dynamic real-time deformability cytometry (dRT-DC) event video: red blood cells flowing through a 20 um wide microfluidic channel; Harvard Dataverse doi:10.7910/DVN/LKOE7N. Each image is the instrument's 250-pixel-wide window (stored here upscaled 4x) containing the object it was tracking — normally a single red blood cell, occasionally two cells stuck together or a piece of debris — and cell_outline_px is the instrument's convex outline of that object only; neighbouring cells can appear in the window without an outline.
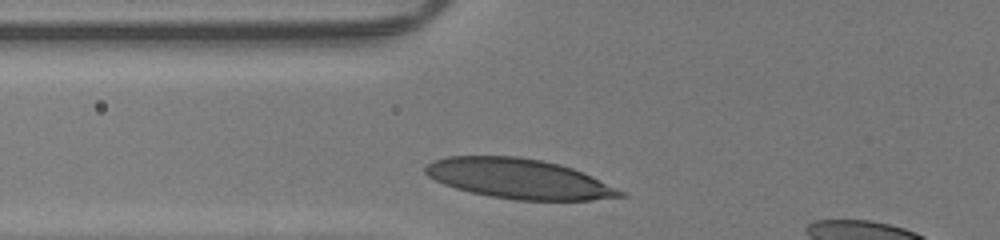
{"species": "human", "species_latin": "Homo sapiens", "temperature_condition": "room temperature", "stored_images_in_passage": 29, "camera_frame_rate_fps": 3000, "um_per_image_px": 0.085, "donor": {"sex": "male"}, "frame": {"image": 1, "passage_image": 7, "time_ms": 2.0, "image_size_px": [1000, 240], "cell_outline_px": [[628, 196], [592, 200], [516, 200], [488, 196], [456, 188], [444, 184], [428, 176], [424, 172], [424, 168], [432, 160], [448, 156], [516, 156], [540, 160], [560, 164], [572, 168], [592, 176], [628, 192]], "centroid_in_image_um": [44.15, 15.19], "position_along_channel_um": 81.7, "area_um2": 45.43}}
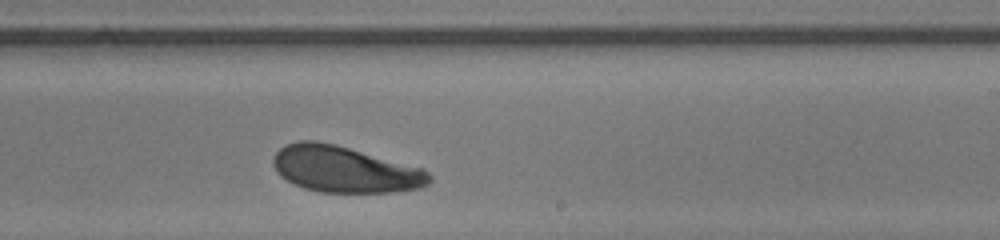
{"frame": {"image": 2, "passage_image": 20, "time_ms": 6.333, "image_size_px": [1000, 240], "cell_outline_px": [[432, 180], [428, 184], [420, 188], [392, 192], [320, 192], [304, 188], [280, 176], [276, 172], [272, 164], [272, 160], [276, 152], [284, 144], [296, 140], [316, 140], [336, 144], [424, 168], [432, 176]], "centroid_in_image_um": [29.3, 14.37], "position_along_channel_um": 259.7, "area_um2": 42.48}}
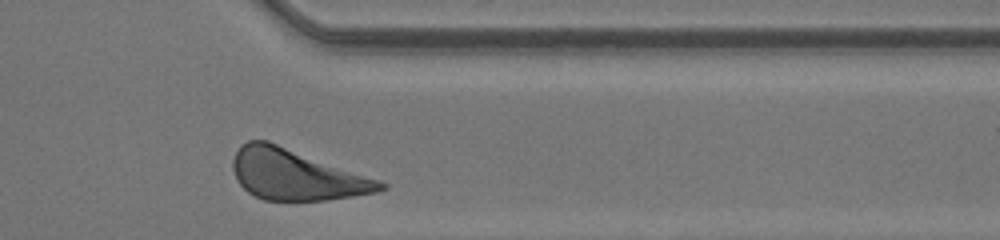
{"frame": {"image": 3, "passage_image": 29, "time_ms": 9.333, "image_size_px": [1000, 240], "cell_outline_px": [[388, 188], [376, 192], [328, 200], [264, 200], [248, 192], [236, 180], [232, 168], [232, 160], [240, 144], [248, 140], [268, 140], [380, 180], [388, 184]], "centroid_in_image_um": [25.15, 14.84], "position_along_channel_um": 386.2, "area_um2": 43.52}, "authors_computed_cell_mechanics": {"area_um2": 42.2518, "velocity_mm_per_s": 4.192, "shape_relaxation_time_tau1_ms": 2.1525, "shape_relaxation_time_tau2_ms": 5.8013, "deformation_change_tau1": 0.1179, "deformation_change_tau2": 0.1323}}